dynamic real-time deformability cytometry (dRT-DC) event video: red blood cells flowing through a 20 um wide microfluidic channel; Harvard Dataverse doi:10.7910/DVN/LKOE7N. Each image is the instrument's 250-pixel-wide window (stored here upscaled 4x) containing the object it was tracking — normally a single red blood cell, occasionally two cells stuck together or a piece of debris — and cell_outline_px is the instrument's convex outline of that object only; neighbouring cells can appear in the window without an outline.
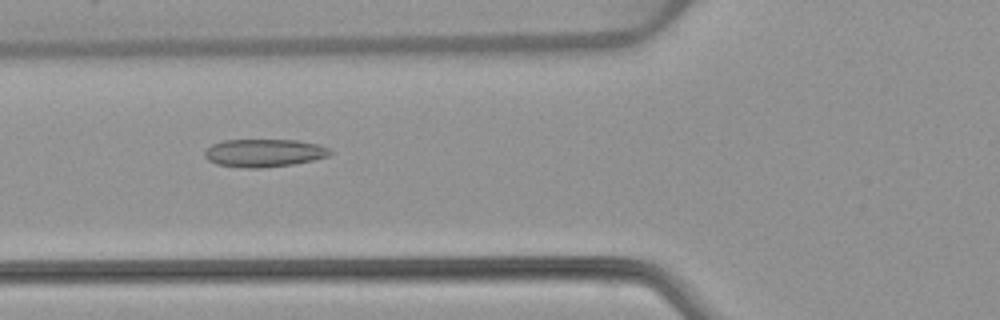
{"species": "common noctule bat (a hibernating species)", "species_latin": "Nyctalus noctula", "temperature_condition": "warm", "stored_images_in_passage": 52, "camera_frame_rate_fps": 3000, "um_per_image_px": 0.085, "animal": {"sex": "female", "body_mass_g": 22.7, "forearm_length_mm": 54.2}, "frame": {"image": 1, "passage_image": 20, "time_ms": 6.333, "image_size_px": [1000, 320], "cell_outline_px": [[336, 152], [328, 156], [312, 160], [292, 164], [260, 168], [244, 168], [216, 164], [208, 160], [204, 156], [204, 152], [212, 144], [224, 140], [296, 140], [316, 144], [328, 148]], "centroid_in_image_um": [22.44, 13.0], "position_along_channel_um": 103.4, "area_um2": 20.35}}
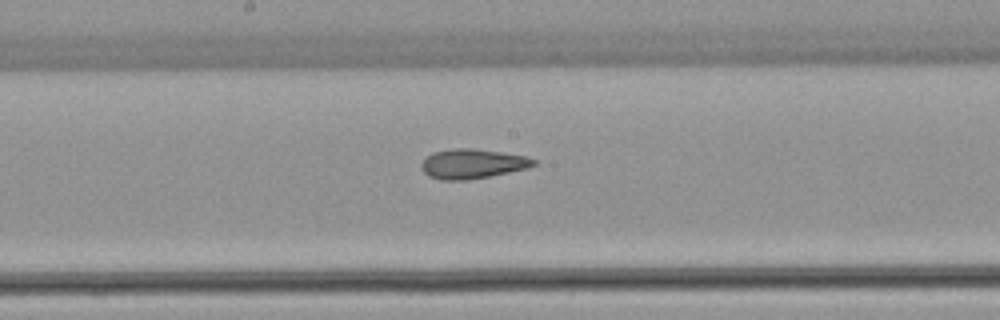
{"frame": {"image": 2, "passage_image": 28, "time_ms": 9.0, "image_size_px": [1000, 320], "cell_outline_px": [[536, 164], [528, 168], [468, 180], [440, 180], [428, 176], [420, 168], [420, 164], [432, 152], [456, 148], [472, 148], [500, 152], [524, 156], [536, 160]], "centroid_in_image_um": [40.11, 13.92], "position_along_channel_um": 208.1, "area_um2": 19.25}}
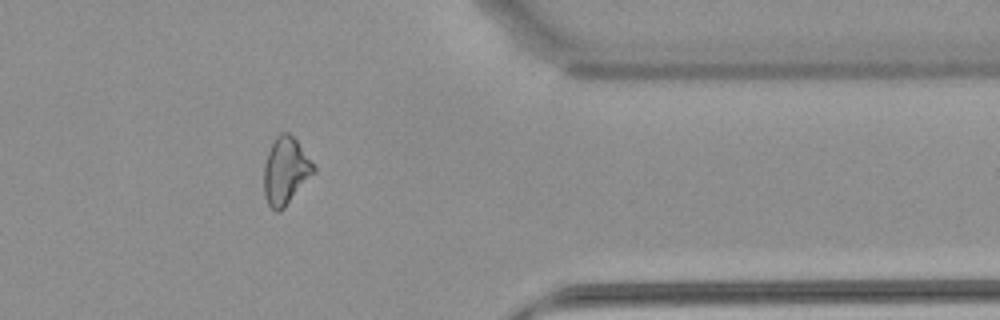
{"frame": {"image": 3, "passage_image": 43, "time_ms": 14.0, "image_size_px": [1000, 320], "cell_outline_px": [[316, 172], [284, 208], [280, 212], [276, 212], [268, 204], [264, 196], [264, 164], [268, 152], [276, 136], [280, 132], [288, 132], [296, 140], [316, 168]], "centroid_in_image_um": [24.27, 14.55], "position_along_channel_um": 387.1, "area_um2": 19.42}, "authors_computed_cell_mechanics": {"area_um2": 20.4323, "velocity_mm_per_s": 3.9182, "shape_relaxation_time_tau1_ms": null, "shape_relaxation_time_tau2_ms": 3.3547, "deformation_change_tau1": null, "deformation_change_tau2": 0.1007}}